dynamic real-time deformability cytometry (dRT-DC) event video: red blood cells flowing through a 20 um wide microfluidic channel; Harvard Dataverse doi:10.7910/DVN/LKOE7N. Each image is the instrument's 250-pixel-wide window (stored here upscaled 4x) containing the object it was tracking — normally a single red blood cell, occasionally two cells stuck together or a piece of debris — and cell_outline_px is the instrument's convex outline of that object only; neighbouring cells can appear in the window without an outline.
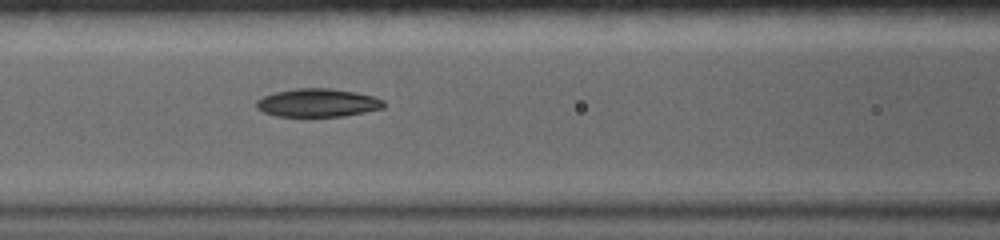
{"species": "common noctule bat (a hibernating species)", "species_latin": "Nyctalus noctula", "temperature_condition": "warm", "stored_images_in_passage": 86, "camera_frame_rate_fps": 5000, "um_per_image_px": 0.085, "animal": {"sex": "female", "body_mass_g": 19.0, "forearm_length_mm": 56.7}, "frame": {"image": 1, "passage_image": 28, "time_ms": 5.4, "image_size_px": [1000, 240], "cell_outline_px": [[384, 108], [344, 116], [276, 116], [264, 112], [256, 108], [256, 100], [264, 96], [276, 92], [296, 88], [328, 88], [356, 92], [372, 96], [384, 100]], "centroid_in_image_um": [27.0, 8.73], "position_along_channel_um": 139.6, "area_um2": 20.87}}
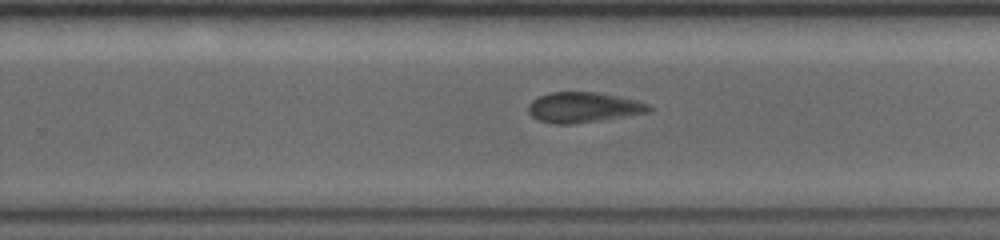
{"frame": {"image": 2, "passage_image": 47, "time_ms": 9.2, "image_size_px": [1000, 240], "cell_outline_px": [[652, 112], [572, 124], [552, 124], [540, 120], [532, 116], [528, 112], [528, 104], [532, 100], [548, 92], [596, 92], [636, 100], [648, 104], [652, 108]], "centroid_in_image_um": [49.57, 9.12], "position_along_channel_um": 280.2, "area_um2": 21.21}}
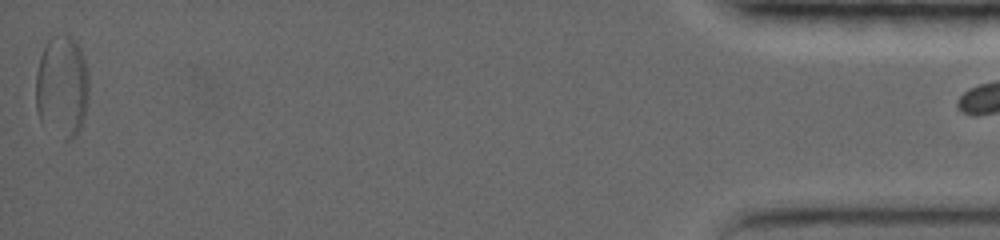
{"frame": {"image": 3, "passage_image": 85, "time_ms": 16.8, "image_size_px": [1000, 240], "cell_outline_px": [[88, 104], [84, 120], [76, 136], [68, 140], [64, 140], [40, 120], [36, 108], [36, 72], [40, 56], [48, 32], [68, 32], [76, 40], [84, 56], [88, 72]], "centroid_in_image_um": [5.28, 7.24], "position_along_channel_um": 429.9, "area_um2": 32.77}}